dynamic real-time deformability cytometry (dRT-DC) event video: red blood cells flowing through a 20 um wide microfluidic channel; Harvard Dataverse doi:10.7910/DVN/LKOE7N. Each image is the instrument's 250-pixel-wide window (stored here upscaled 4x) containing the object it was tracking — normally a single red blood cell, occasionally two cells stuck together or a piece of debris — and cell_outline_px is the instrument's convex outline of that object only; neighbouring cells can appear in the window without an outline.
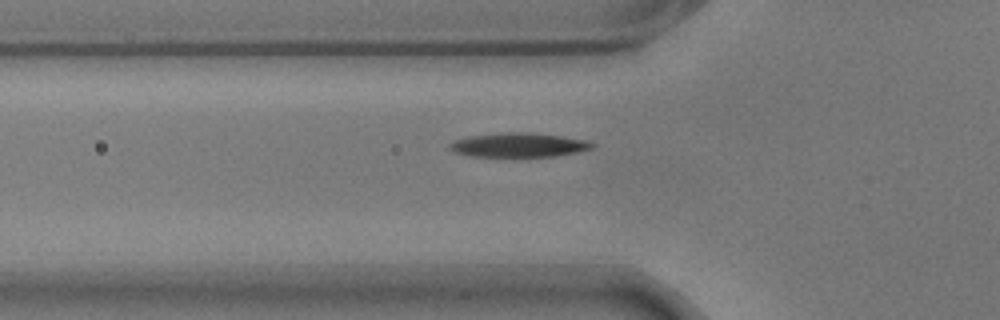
{"species": "common noctule bat (a hibernating species)", "species_latin": "Nyctalus noctula", "temperature_condition": "warm", "stored_images_in_passage": 13, "camera_frame_rate_fps": 3000, "um_per_image_px": 0.085, "animal": {"sex": "male", "body_mass_g": 17.9}, "frame": {"image": 1, "passage_image": 10, "time_ms": 3.0, "image_size_px": [1000, 320], "cell_outline_px": [[596, 144], [592, 148], [576, 152], [556, 156], [472, 156], [456, 152], [448, 148], [448, 144], [456, 140], [468, 136], [508, 132], [528, 132], [560, 136], [588, 140]], "centroid_in_image_um": [44.1, 12.32], "position_along_channel_um": 81.7, "area_um2": 19.88}}
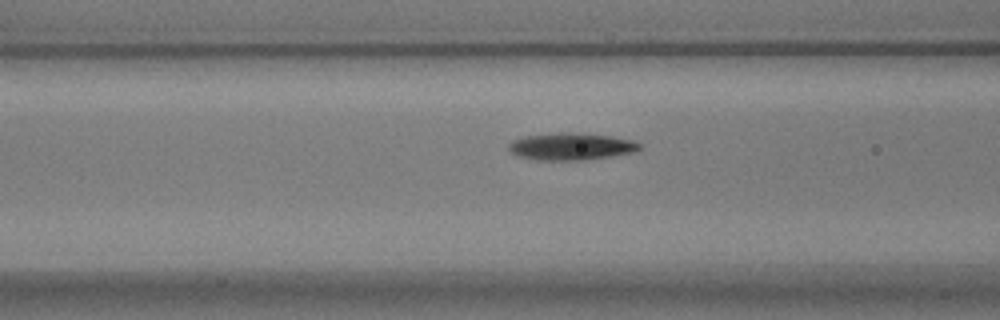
{"frame": {"image": 2, "passage_image": 13, "time_ms": 4.0, "image_size_px": [1000, 320], "cell_outline_px": [[644, 148], [636, 152], [588, 160], [536, 160], [516, 156], [508, 152], [508, 144], [512, 140], [524, 136], [560, 132], [568, 132], [612, 136], [632, 140], [640, 144]], "centroid_in_image_um": [48.53, 12.46], "position_along_channel_um": 118.1, "area_um2": 21.1}}